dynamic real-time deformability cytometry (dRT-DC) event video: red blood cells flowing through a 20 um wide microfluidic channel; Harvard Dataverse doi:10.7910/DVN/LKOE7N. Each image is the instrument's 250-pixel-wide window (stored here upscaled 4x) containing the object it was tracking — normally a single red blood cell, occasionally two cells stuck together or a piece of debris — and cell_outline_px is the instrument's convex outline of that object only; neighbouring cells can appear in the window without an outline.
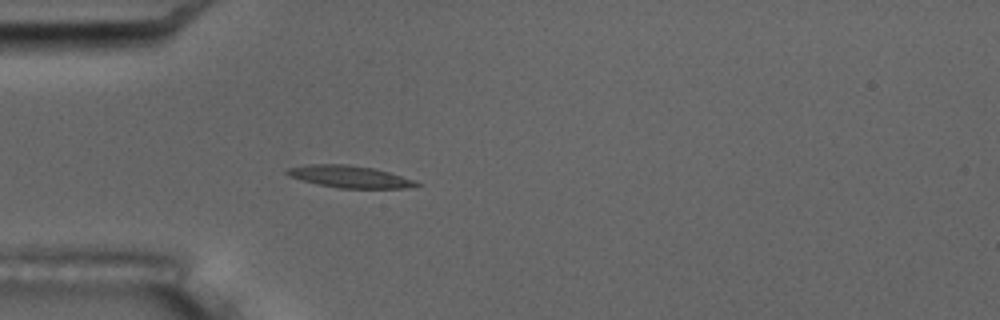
{"species": "common noctule bat (a hibernating species)", "species_latin": "Nyctalus noctula", "temperature_condition": "room temperature", "stored_images_in_passage": 4, "camera_frame_rate_fps": 3000, "um_per_image_px": 0.085, "animal": {"sex": "male", "body_mass_g": 17.5, "forearm_length_mm": 52.3}, "frame": {"image": 1, "passage_image": 3, "time_ms": 4.0, "image_size_px": [1000, 320], "cell_outline_px": [[424, 184], [404, 188], [340, 188], [316, 184], [300, 180], [288, 176], [284, 172], [288, 168], [308, 164], [348, 164], [372, 168], [388, 172]], "centroid_in_image_um": [29.64, 15.01], "position_along_channel_um": 55.4, "area_um2": 16.53}}